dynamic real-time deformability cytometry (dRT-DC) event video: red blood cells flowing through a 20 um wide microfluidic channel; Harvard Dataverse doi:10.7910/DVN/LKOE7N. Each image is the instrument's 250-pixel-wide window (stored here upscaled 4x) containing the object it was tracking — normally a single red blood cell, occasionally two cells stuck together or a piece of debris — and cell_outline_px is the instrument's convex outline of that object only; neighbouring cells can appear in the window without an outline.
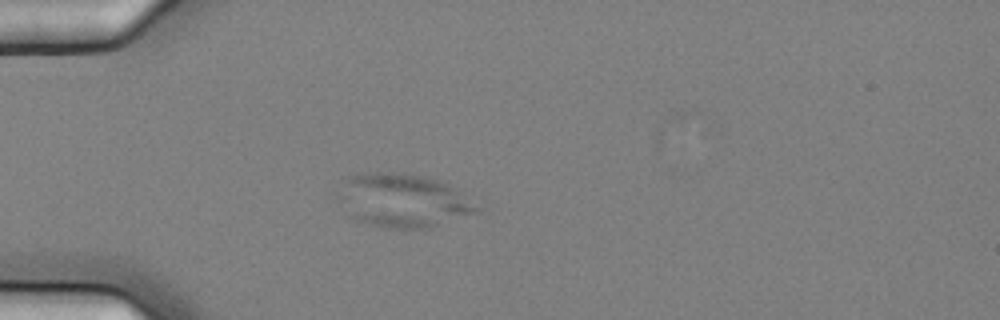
{"species": "common noctule bat (a hibernating species)", "species_latin": "Nyctalus noctula", "temperature_condition": "cold", "stored_images_in_passage": 11, "camera_frame_rate_fps": 3000, "um_per_image_px": 0.085, "animal": {"sex": "female", "body_mass_g": 25.1}, "frame": {"image": 1, "passage_image": 5, "time_ms": 1.333, "image_size_px": [1000, 320], "cell_outline_px": [[480, 212], [424, 228], [388, 228], [356, 220], [352, 216], [336, 196], [344, 180], [348, 176], [376, 172], [400, 172], [420, 176], [436, 180], [448, 184], [480, 208]], "centroid_in_image_um": [34.22, 17.03], "position_along_channel_um": 50.8, "area_um2": 42.37}}
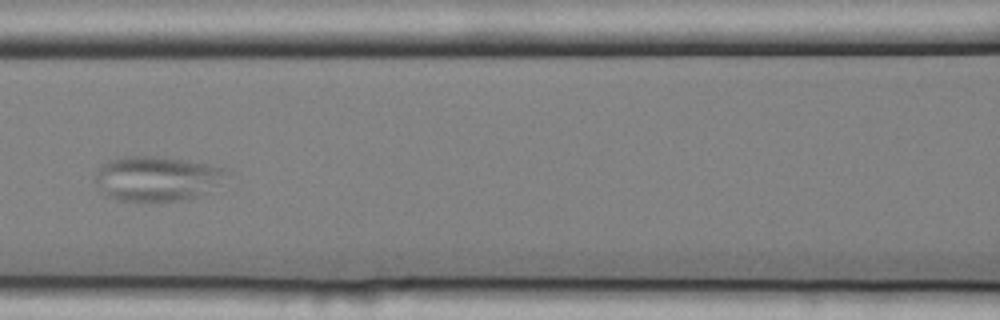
{"frame": {"image": 2, "passage_image": 8, "time_ms": 2.333, "image_size_px": [1000, 320], "cell_outline_px": [[228, 172], [216, 184], [204, 192], [196, 196], [176, 200], [120, 200], [108, 196], [96, 184], [96, 172], [108, 160], [124, 156], [152, 156], [184, 160], [208, 164], [228, 168]], "centroid_in_image_um": [13.3, 15.14], "position_along_channel_um": 153.3, "area_um2": 33.29}}
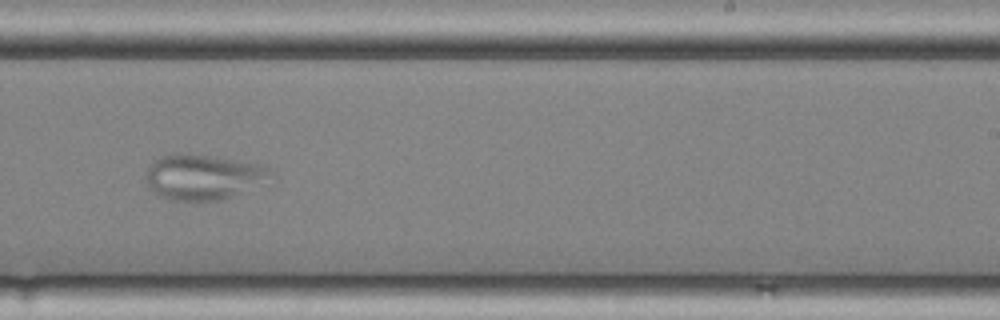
{"frame": {"image": 3, "passage_image": 11, "time_ms": 3.333, "image_size_px": [1000, 320], "cell_outline_px": [[276, 176], [224, 200], [172, 200], [160, 196], [148, 184], [148, 168], [160, 156], [176, 152], [184, 152], [216, 156], [256, 164], [268, 168]], "centroid_in_image_um": [17.29, 15.02], "position_along_channel_um": 271.7, "area_um2": 32.6}}